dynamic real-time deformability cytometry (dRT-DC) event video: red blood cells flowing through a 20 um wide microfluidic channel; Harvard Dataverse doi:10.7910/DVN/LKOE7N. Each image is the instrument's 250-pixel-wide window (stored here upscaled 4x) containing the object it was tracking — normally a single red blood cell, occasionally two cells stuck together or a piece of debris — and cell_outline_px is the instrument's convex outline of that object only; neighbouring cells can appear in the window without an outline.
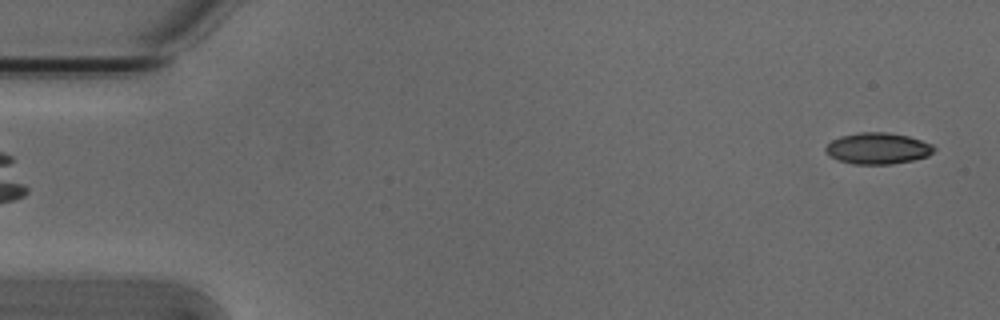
{"species": "Egyptian fruit bat (a non-hibernating species)", "species_latin": "Rousettus aegyptiacus", "temperature_condition": "cold", "stored_images_in_passage": 5, "camera_frame_rate_fps": 3000, "um_per_image_px": 0.085, "animal": {"sex": "male"}, "frame": {"image": 1, "passage_image": 5, "time_ms": 1.333, "image_size_px": [1000, 320], "cell_outline_px": [[936, 148], [928, 156], [912, 160], [892, 164], [852, 164], [836, 160], [828, 156], [824, 152], [824, 148], [832, 140], [840, 136], [860, 132], [884, 132], [908, 136], [932, 144]], "centroid_in_image_um": [74.56, 12.62], "position_along_channel_um": 10.4, "area_um2": 19.88}}